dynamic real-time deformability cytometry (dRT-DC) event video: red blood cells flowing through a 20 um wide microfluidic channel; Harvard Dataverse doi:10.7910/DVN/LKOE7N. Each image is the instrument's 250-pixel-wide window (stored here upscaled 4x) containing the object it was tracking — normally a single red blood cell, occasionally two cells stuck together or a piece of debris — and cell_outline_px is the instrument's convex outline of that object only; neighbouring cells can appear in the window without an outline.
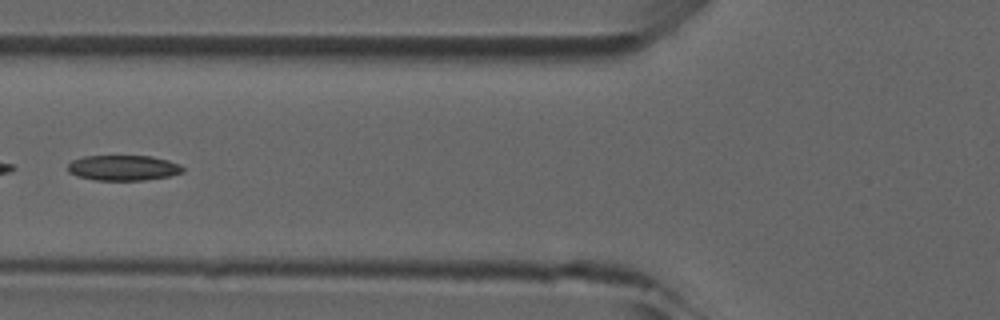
{"species": "common noctule bat (a hibernating species)", "species_latin": "Nyctalus noctula", "temperature_condition": "room temperature", "stored_images_in_passage": 4, "camera_frame_rate_fps": 3000, "um_per_image_px": 0.085, "animal": {"sex": "male", "forearm_length_mm": 52.5}, "frame": {"image": 1, "passage_image": 4, "time_ms": 4.0, "image_size_px": [1000, 320], "cell_outline_px": [[184, 172], [168, 176], [144, 180], [96, 180], [76, 176], [68, 172], [68, 164], [72, 160], [84, 156], [152, 156], [168, 160], [180, 164], [184, 168]], "centroid_in_image_um": [10.47, 14.26], "position_along_channel_um": 115.3, "area_um2": 17.05}}